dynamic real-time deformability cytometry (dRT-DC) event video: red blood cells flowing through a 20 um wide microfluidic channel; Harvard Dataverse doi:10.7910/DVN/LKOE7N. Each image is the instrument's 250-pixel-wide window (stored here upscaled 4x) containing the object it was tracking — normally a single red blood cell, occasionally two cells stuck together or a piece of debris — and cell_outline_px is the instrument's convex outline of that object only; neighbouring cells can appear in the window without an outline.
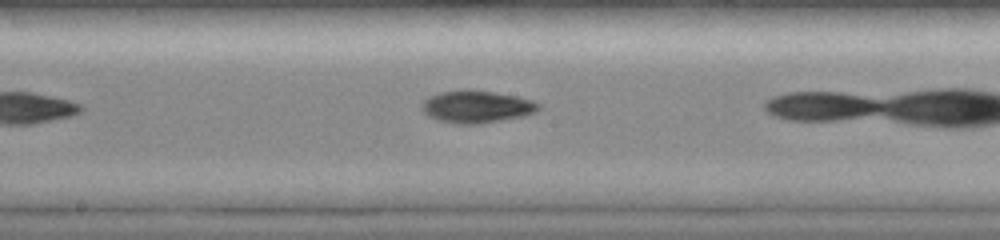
{"species": "common noctule bat (a hibernating species)", "species_latin": "Nyctalus noctula", "temperature_condition": "room temperature", "stored_images_in_passage": 14, "camera_frame_rate_fps": 3000, "um_per_image_px": 0.085, "animal": {"sex": "female", "body_mass_g": 19.0, "forearm_length_mm": 51.5}, "frame": {"image": 1, "passage_image": 10, "time_ms": 3.0, "image_size_px": [1000, 240], "cell_outline_px": [[540, 108], [536, 112], [524, 116], [480, 124], [456, 124], [436, 120], [428, 116], [420, 108], [420, 104], [428, 96], [440, 92], [468, 88], [516, 96], [532, 100], [540, 104]], "centroid_in_image_um": [40.47, 9.06], "position_along_channel_um": 207.7, "area_um2": 22.37}}